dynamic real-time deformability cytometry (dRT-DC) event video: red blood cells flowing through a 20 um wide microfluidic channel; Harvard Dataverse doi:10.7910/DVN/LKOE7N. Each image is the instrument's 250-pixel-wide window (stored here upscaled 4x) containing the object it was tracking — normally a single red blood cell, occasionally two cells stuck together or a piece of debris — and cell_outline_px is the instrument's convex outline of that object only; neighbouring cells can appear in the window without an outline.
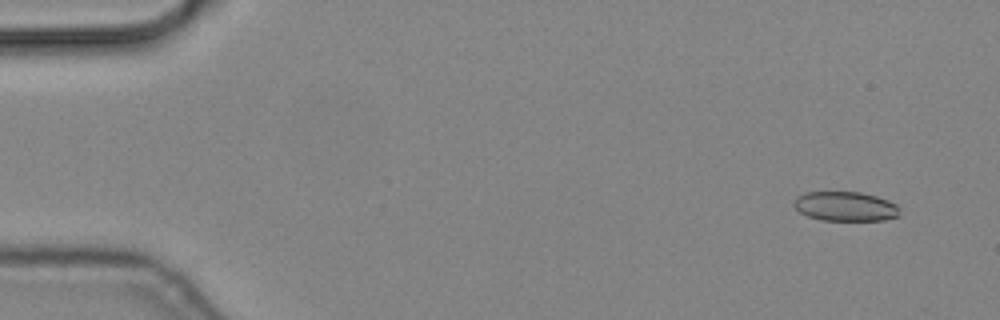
{"species": "common noctule bat (a hibernating species)", "species_latin": "Nyctalus noctula", "temperature_condition": "cold", "stored_images_in_passage": 56, "camera_frame_rate_fps": 3000, "um_per_image_px": 0.085, "animal": {"sex": "male", "body_mass_g": 19.2, "forearm_length_mm": 51.8}, "frame": {"image": 1, "passage_image": 4, "time_ms": 1.0, "image_size_px": [1000, 320], "cell_outline_px": [[900, 216], [884, 220], [820, 220], [808, 216], [800, 212], [792, 204], [792, 200], [796, 196], [804, 192], [860, 192], [876, 196], [888, 200], [896, 204], [900, 208]], "centroid_in_image_um": [71.85, 17.54], "position_along_channel_um": 13.2, "area_um2": 18.38}}
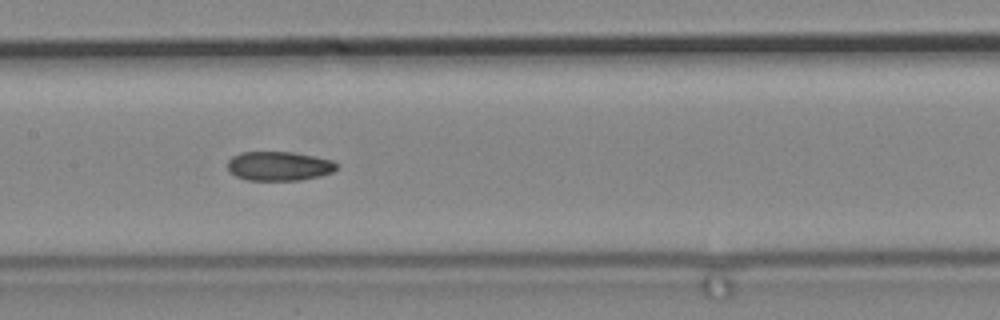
{"frame": {"image": 2, "passage_image": 28, "time_ms": 9.0, "image_size_px": [1000, 320], "cell_outline_px": [[336, 168], [332, 172], [320, 176], [300, 180], [248, 180], [236, 176], [228, 172], [228, 160], [232, 156], [240, 152], [292, 152], [332, 160], [336, 164]], "centroid_in_image_um": [23.67, 14.12], "position_along_channel_um": 183.7, "area_um2": 18.5}}
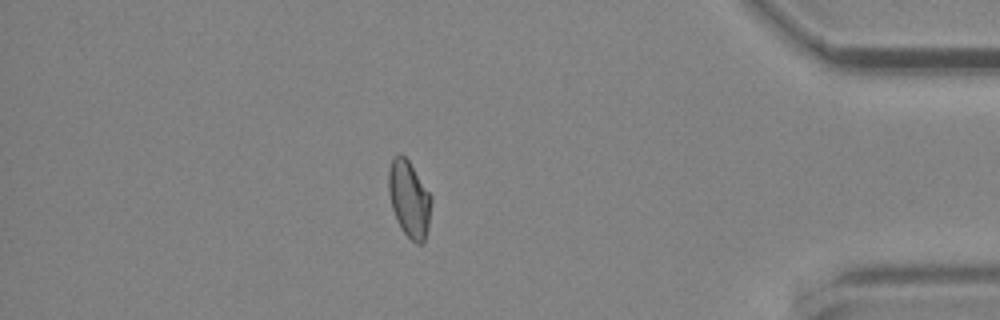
{"frame": {"image": 3, "passage_image": 49, "time_ms": 16.0, "image_size_px": [1000, 320], "cell_outline_px": [[432, 200], [428, 228], [424, 244], [416, 244], [400, 228], [396, 220], [392, 208], [388, 192], [388, 172], [392, 156], [400, 152], [408, 160], [432, 196]], "centroid_in_image_um": [34.77, 16.91], "position_along_channel_um": 400.4, "area_um2": 19.31}}